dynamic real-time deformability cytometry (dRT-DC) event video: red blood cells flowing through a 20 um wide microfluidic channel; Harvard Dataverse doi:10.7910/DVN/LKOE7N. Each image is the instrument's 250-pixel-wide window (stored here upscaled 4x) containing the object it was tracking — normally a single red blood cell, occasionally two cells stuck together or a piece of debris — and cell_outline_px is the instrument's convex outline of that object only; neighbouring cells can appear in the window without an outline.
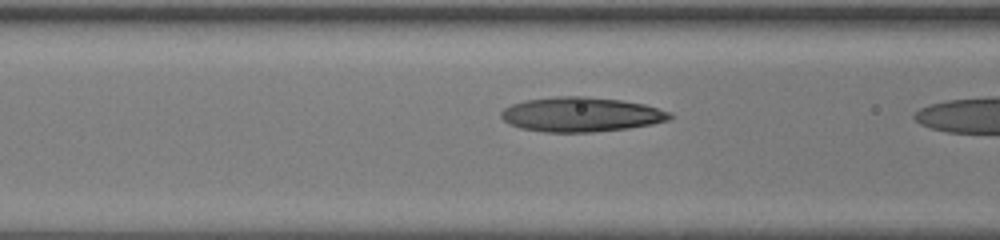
{"species": "human", "species_latin": "Homo sapiens", "temperature_condition": "room temperature", "stored_images_in_passage": 18, "camera_frame_rate_fps": 3000, "um_per_image_px": 0.085, "donor": {"sex": "female"}, "frame": {"image": 1, "passage_image": 17, "time_ms": 5.333, "image_size_px": [1000, 240], "cell_outline_px": [[672, 116], [668, 120], [652, 124], [628, 128], [592, 132], [544, 132], [520, 128], [508, 124], [500, 116], [500, 112], [504, 108], [512, 104], [524, 100], [556, 96], [584, 96], [620, 100], [644, 104], [668, 112]], "centroid_in_image_um": [49.33, 9.73], "position_along_channel_um": 117.3, "area_um2": 33.93}}